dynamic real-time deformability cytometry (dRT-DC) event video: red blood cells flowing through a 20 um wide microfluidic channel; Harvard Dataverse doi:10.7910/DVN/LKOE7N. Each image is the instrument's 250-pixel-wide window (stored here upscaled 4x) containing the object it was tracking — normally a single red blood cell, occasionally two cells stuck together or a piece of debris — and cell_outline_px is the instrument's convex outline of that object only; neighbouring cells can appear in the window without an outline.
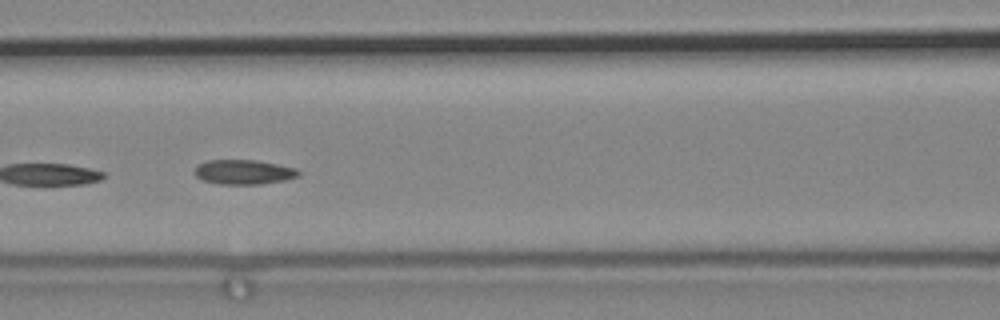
{"species": "common noctule bat (a hibernating species)", "species_latin": "Nyctalus noctula", "temperature_condition": "cold", "stored_images_in_passage": 15, "camera_frame_rate_fps": 3000, "um_per_image_px": 0.085, "animal": {"sex": "male", "body_mass_g": 19.2, "forearm_length_mm": 51.8}, "frame": {"image": 1, "passage_image": 7, "time_ms": 2.0, "image_size_px": [1000, 320], "cell_outline_px": [[300, 176], [284, 180], [260, 184], [220, 184], [204, 180], [196, 176], [196, 168], [200, 164], [208, 160], [256, 160], [296, 168], [300, 172]], "centroid_in_image_um": [20.76, 14.62], "position_along_channel_um": 145.8, "area_um2": 14.68}}
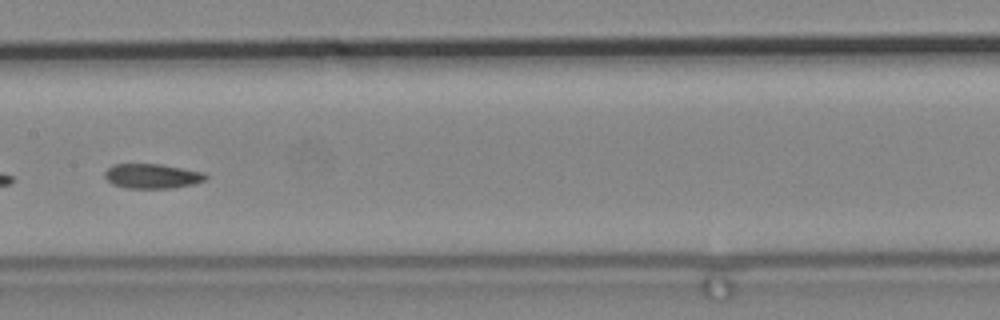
{"frame": {"image": 2, "passage_image": 8, "time_ms": 2.333, "image_size_px": [1000, 320], "cell_outline_px": [[208, 176], [204, 180], [196, 184], [172, 188], [128, 188], [112, 184], [104, 176], [104, 172], [112, 164], [160, 164], [204, 172]], "centroid_in_image_um": [12.94, 14.97], "position_along_channel_um": 194.5, "area_um2": 14.57}}
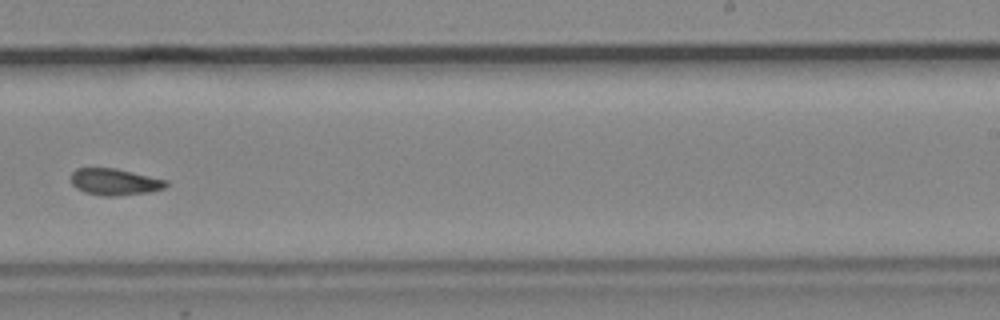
{"frame": {"image": 3, "passage_image": 10, "time_ms": 3.0, "image_size_px": [1000, 320], "cell_outline_px": [[168, 184], [164, 188], [152, 192], [116, 196], [100, 196], [84, 192], [76, 188], [72, 184], [72, 172], [76, 168], [116, 168], [168, 180]], "centroid_in_image_um": [9.77, 15.47], "position_along_channel_um": 279.2, "area_um2": 14.91}}